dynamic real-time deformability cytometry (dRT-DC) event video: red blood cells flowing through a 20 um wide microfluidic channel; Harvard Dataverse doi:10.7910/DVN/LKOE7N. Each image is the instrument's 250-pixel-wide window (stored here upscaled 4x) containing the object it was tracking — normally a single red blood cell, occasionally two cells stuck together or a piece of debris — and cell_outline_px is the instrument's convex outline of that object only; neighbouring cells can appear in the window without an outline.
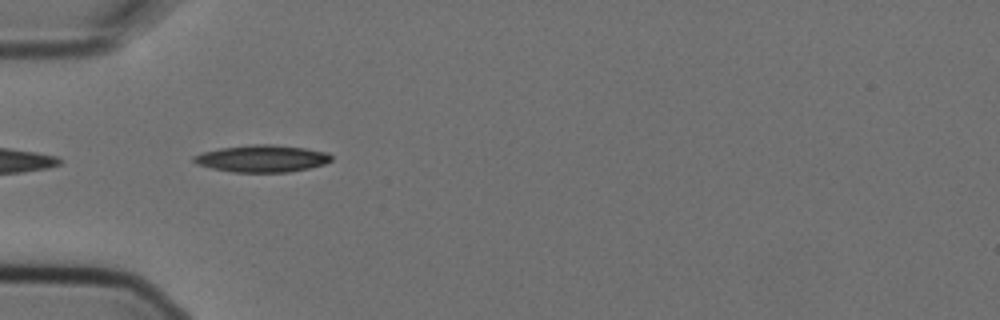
{"species": "Egyptian fruit bat (a non-hibernating species)", "species_latin": "Rousettus aegyptiacus", "temperature_condition": "cold", "stored_images_in_passage": 6, "camera_frame_rate_fps": 3000, "um_per_image_px": 0.085, "animal": {"sex": "female"}, "frame": {"image": 1, "passage_image": 5, "time_ms": 1.333, "image_size_px": [1000, 320], "cell_outline_px": [[332, 160], [324, 164], [308, 168], [288, 172], [232, 172], [212, 168], [196, 164], [192, 160], [192, 156], [204, 152], [220, 148], [252, 144], [268, 144], [304, 148], [324, 152], [332, 156]], "centroid_in_image_um": [22.23, 13.48], "position_along_channel_um": 62.8, "area_um2": 21.5}}
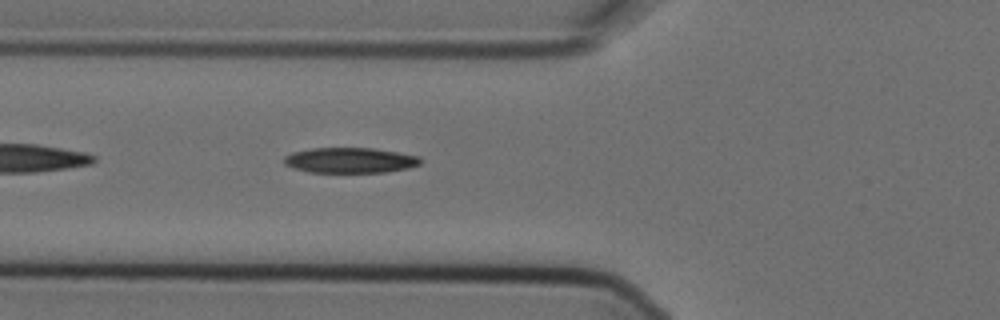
{"frame": {"image": 2, "passage_image": 6, "time_ms": 1.667, "image_size_px": [1000, 320], "cell_outline_px": [[420, 164], [408, 168], [384, 172], [308, 172], [292, 168], [284, 164], [284, 156], [292, 152], [312, 148], [372, 148], [420, 156]], "centroid_in_image_um": [29.71, 13.62], "position_along_channel_um": 96.1, "area_um2": 20.11}}